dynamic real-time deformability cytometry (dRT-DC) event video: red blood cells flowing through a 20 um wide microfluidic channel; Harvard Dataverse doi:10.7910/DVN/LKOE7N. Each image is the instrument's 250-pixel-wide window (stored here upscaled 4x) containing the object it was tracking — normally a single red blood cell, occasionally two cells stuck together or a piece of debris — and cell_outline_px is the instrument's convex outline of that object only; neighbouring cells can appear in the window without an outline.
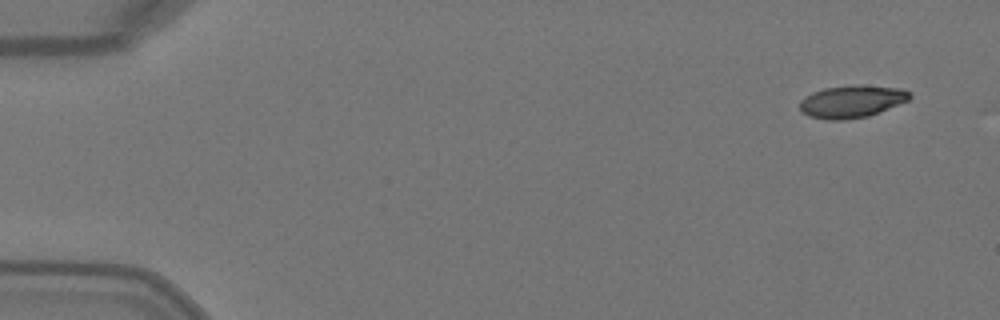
{"species": "Egyptian fruit bat (a non-hibernating species)", "species_latin": "Rousettus aegyptiacus", "temperature_condition": "warm", "stored_images_in_passage": 4, "camera_frame_rate_fps": 3000, "um_per_image_px": 0.085, "animal": {"sex": "female"}, "frame": {"image": 1, "passage_image": 1, "time_ms": 0.0, "image_size_px": [1000, 320], "cell_outline_px": [[912, 96], [908, 100], [868, 116], [844, 120], [828, 120], [808, 116], [800, 108], [800, 100], [812, 92], [824, 88], [860, 84], [900, 88], [912, 92]], "centroid_in_image_um": [72.4, 8.61], "position_along_channel_um": 12.6, "area_um2": 20.75}}
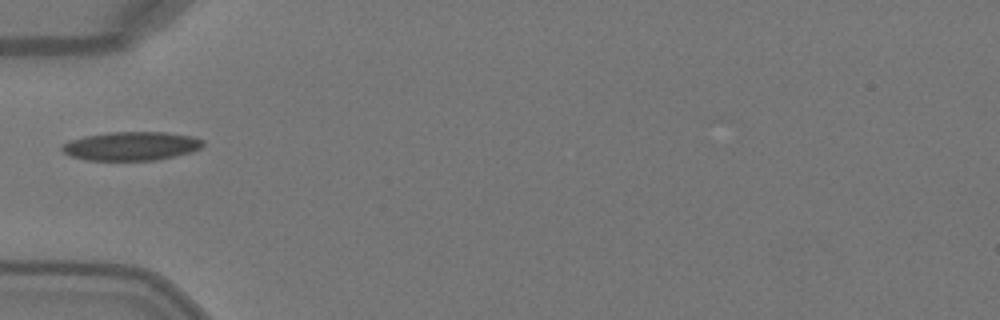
{"frame": {"image": 2, "passage_image": 4, "time_ms": 1.0, "image_size_px": [1000, 320], "cell_outline_px": [[204, 144], [200, 148], [192, 152], [176, 156], [156, 160], [84, 160], [72, 156], [64, 152], [60, 148], [64, 144], [72, 140], [84, 136], [112, 132], [168, 132], [192, 136], [204, 140]], "centroid_in_image_um": [11.21, 12.41], "position_along_channel_um": 73.8, "area_um2": 23.58}}